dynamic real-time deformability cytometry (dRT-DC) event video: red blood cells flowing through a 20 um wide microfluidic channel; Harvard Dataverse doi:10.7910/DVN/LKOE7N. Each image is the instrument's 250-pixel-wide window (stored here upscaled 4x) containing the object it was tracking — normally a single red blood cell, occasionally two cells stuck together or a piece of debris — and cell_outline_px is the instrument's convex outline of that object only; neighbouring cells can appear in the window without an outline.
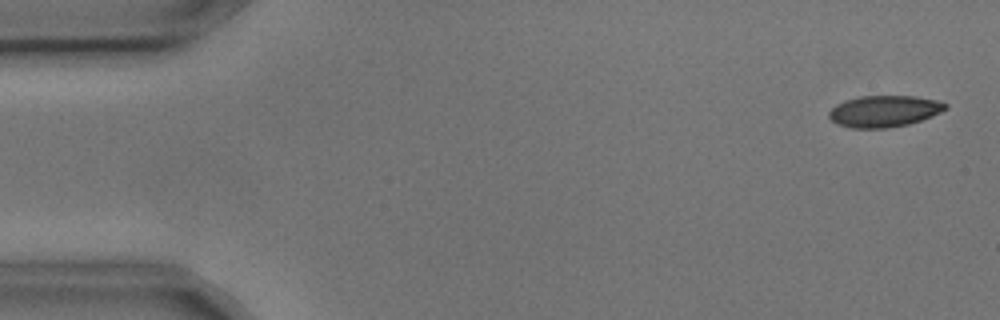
{"species": "common noctule bat (a hibernating species)", "species_latin": "Nyctalus noctula", "temperature_condition": "cold", "stored_images_in_passage": 5, "camera_frame_rate_fps": 3000, "um_per_image_px": 0.085, "animal": {"sex": "male", "body_mass_g": 17.9, "forearm_length_mm": 54.2}, "frame": {"image": 1, "passage_image": 1, "time_ms": 0.0, "image_size_px": [1000, 320], "cell_outline_px": [[948, 108], [932, 116], [908, 124], [888, 128], [852, 128], [836, 124], [828, 116], [828, 112], [836, 104], [844, 100], [860, 96], [916, 96], [936, 100], [948, 104]], "centroid_in_image_um": [75.14, 9.45], "position_along_channel_um": 9.9, "area_um2": 21.44}}